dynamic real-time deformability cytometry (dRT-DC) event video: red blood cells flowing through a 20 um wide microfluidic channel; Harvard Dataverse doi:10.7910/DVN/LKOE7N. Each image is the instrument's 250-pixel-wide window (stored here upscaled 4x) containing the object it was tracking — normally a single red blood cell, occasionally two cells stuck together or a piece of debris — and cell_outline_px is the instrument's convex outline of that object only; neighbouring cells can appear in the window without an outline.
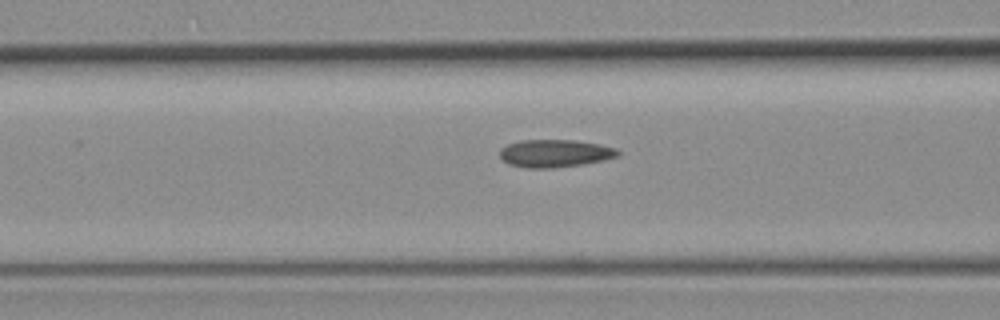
{"species": "common noctule bat (a hibernating species)", "species_latin": "Nyctalus noctula", "temperature_condition": "room temperature", "stored_images_in_passage": 6, "segment_of_instrument_passage": [2, 2], "camera_frame_rate_fps": 3000, "um_per_image_px": 0.085, "animal": {"sex": "female", "body_mass_g": 19.3, "forearm_length_mm": 54.1}, "frame": {"image": 1, "passage_image": 6, "time_ms": 5.667, "image_size_px": [1000, 320], "cell_outline_px": [[620, 156], [604, 160], [584, 164], [552, 168], [524, 168], [508, 164], [500, 156], [500, 148], [508, 144], [520, 140], [572, 140], [600, 144], [616, 148], [620, 152]], "centroid_in_image_um": [47.18, 13.04], "position_along_channel_um": 119.4, "area_um2": 19.19}}